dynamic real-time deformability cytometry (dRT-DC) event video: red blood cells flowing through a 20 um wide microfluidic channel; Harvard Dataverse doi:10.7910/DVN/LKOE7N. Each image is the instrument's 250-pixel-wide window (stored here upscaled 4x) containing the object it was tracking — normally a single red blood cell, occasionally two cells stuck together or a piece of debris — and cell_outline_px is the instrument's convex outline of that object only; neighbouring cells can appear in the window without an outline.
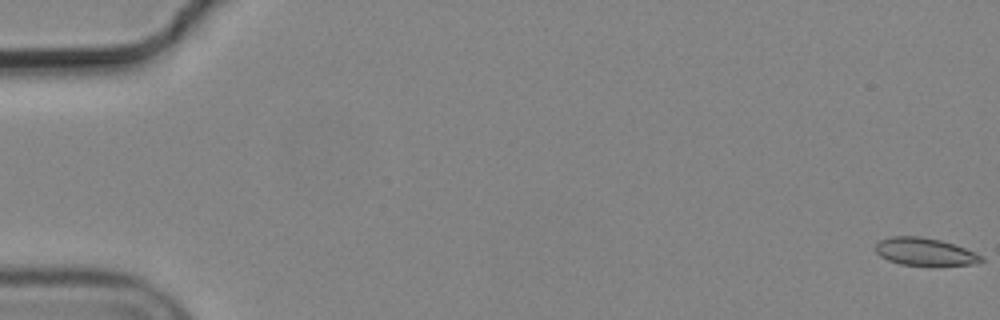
{"species": "common noctule bat (a hibernating species)", "species_latin": "Nyctalus noctula", "temperature_condition": "cold", "stored_images_in_passage": 58, "camera_frame_rate_fps": 3000, "um_per_image_px": 0.085, "animal": {"sex": "male", "body_mass_g": 19.2, "forearm_length_mm": 51.8}, "frame": {"image": 1, "passage_image": 1, "time_ms": 0.0, "image_size_px": [1000, 320], "cell_outline_px": [[984, 260], [976, 264], [900, 264], [888, 260], [880, 256], [876, 252], [876, 244], [880, 240], [892, 236], [920, 236], [940, 240], [964, 248], [984, 256]], "centroid_in_image_um": [78.59, 21.38], "position_along_channel_um": 6.4, "area_um2": 16.59}}
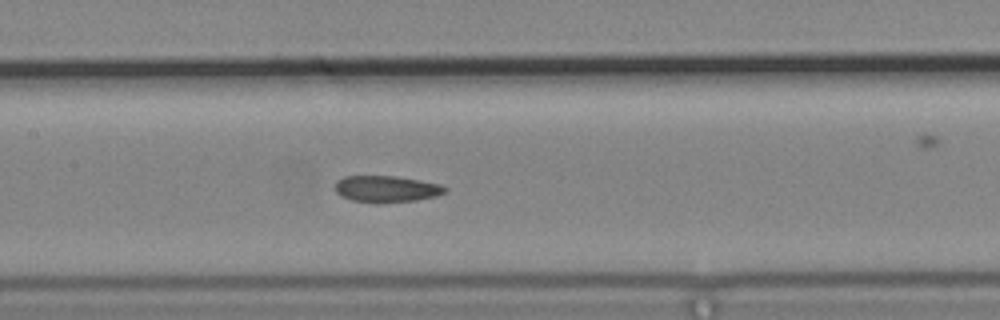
{"frame": {"image": 2, "passage_image": 28, "time_ms": 9.0, "image_size_px": [1000, 320], "cell_outline_px": [[448, 188], [444, 192], [436, 196], [416, 200], [352, 200], [340, 196], [336, 192], [336, 180], [344, 176], [396, 176], [440, 184]], "centroid_in_image_um": [32.84, 16.01], "position_along_channel_um": 174.6, "area_um2": 16.18}}
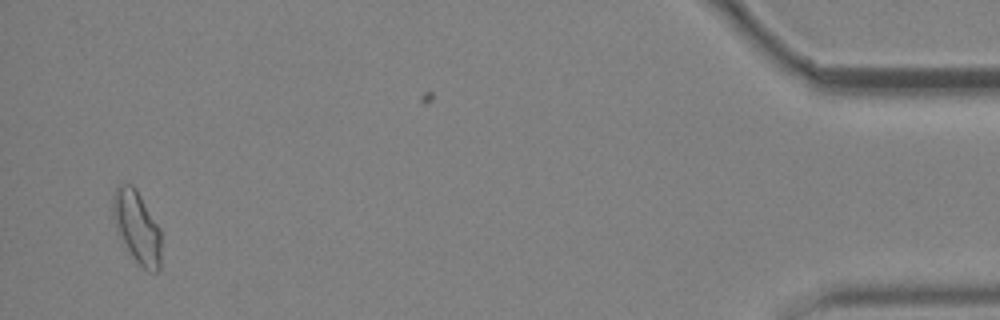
{"frame": {"image": 3, "passage_image": 55, "time_ms": 18.0, "image_size_px": [1000, 320], "cell_outline_px": [[160, 268], [156, 272], [152, 272], [144, 268], [132, 256], [112, 216], [112, 196], [116, 188], [120, 184], [132, 184], [136, 188], [160, 228]], "centroid_in_image_um": [11.65, 19.25], "position_along_channel_um": 423.5, "area_um2": 19.77}, "authors_computed_cell_mechanics": {"area_um2": 17.4556, "velocity_mm_per_s": 3.6821, "shape_relaxation_time_tau1_ms": null, "shape_relaxation_time_tau2_ms": 4.8072, "deformation_change_tau1": null, "deformation_change_tau2": 0.1085}}